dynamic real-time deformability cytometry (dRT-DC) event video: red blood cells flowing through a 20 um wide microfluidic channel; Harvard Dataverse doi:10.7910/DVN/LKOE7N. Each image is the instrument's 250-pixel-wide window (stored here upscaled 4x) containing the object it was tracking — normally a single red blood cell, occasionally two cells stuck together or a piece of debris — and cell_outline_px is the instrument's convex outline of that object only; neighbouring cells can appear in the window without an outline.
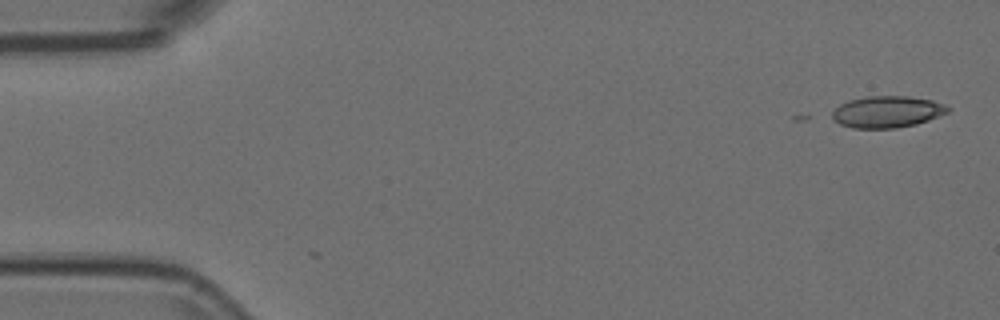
{"species": "Egyptian fruit bat (a non-hibernating species)", "species_latin": "Rousettus aegyptiacus", "temperature_condition": "room temperature", "stored_images_in_passage": 3, "camera_frame_rate_fps": 3000, "um_per_image_px": 0.085, "animal": {"sex": "female"}, "frame": {"image": 1, "passage_image": 3, "time_ms": 0.667, "image_size_px": [1000, 320], "cell_outline_px": [[952, 108], [948, 112], [928, 120], [916, 124], [896, 128], [852, 128], [840, 124], [832, 116], [832, 112], [840, 104], [848, 100], [868, 96], [908, 96], [932, 100], [944, 104]], "centroid_in_image_um": [75.42, 9.5], "position_along_channel_um": 9.6, "area_um2": 21.27}}